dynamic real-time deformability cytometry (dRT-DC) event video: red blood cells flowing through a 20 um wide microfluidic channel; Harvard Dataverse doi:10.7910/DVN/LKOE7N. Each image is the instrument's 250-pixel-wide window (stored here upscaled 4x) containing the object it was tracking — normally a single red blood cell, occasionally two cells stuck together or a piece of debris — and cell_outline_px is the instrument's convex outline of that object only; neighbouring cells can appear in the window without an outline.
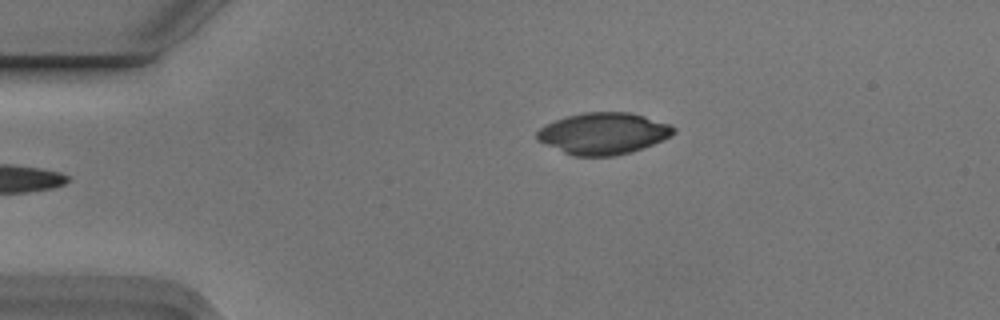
{"species": "Egyptian fruit bat (a non-hibernating species)", "species_latin": "Rousettus aegyptiacus", "temperature_condition": "cold", "stored_images_in_passage": 5, "camera_frame_rate_fps": 3000, "um_per_image_px": 0.085, "animal": {"sex": "male"}, "frame": {"image": 1, "passage_image": 5, "time_ms": 1.333, "image_size_px": [1000, 320], "cell_outline_px": [[676, 132], [672, 136], [664, 140], [632, 152], [612, 156], [572, 156], [536, 140], [536, 132], [540, 128], [556, 120], [568, 116], [584, 112], [628, 112], [644, 116], [672, 124], [676, 128]], "centroid_in_image_um": [51.32, 11.35], "position_along_channel_um": 33.7, "area_um2": 33.23}}